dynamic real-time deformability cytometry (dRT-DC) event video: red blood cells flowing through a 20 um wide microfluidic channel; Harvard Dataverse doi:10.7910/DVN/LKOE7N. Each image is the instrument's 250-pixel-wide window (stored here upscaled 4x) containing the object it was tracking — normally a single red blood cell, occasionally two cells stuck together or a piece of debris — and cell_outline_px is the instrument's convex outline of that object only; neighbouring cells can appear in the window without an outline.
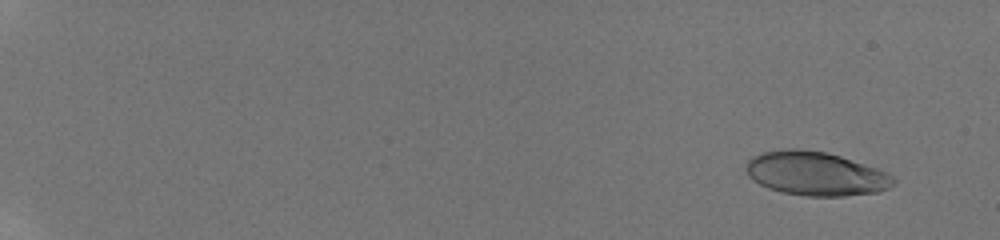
{"species": "human", "species_latin": "Homo sapiens", "temperature_condition": "room temperature", "stored_images_in_passage": 56, "camera_frame_rate_fps": 3000, "um_per_image_px": 0.085, "donor": {"sex": "male"}, "frame": {"image": 1, "passage_image": 5, "time_ms": 1.333, "image_size_px": [1000, 240], "cell_outline_px": [[896, 184], [880, 192], [844, 196], [808, 196], [784, 192], [768, 188], [752, 180], [748, 176], [744, 168], [748, 160], [752, 156], [760, 152], [788, 148], [800, 148], [828, 152], [888, 172], [896, 180]], "centroid_in_image_um": [69.32, 14.75], "position_along_channel_um": 15.7, "area_um2": 38.03}}
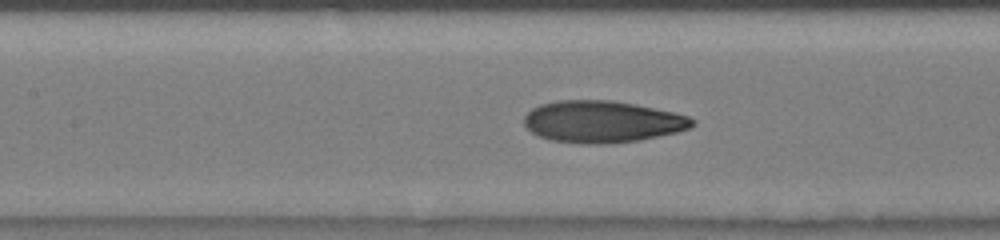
{"frame": {"image": 2, "passage_image": 31, "time_ms": 10.0, "image_size_px": [1000, 240], "cell_outline_px": [[696, 124], [692, 128], [676, 132], [640, 140], [604, 144], [580, 144], [548, 140], [532, 132], [524, 124], [524, 116], [532, 108], [540, 104], [560, 100], [612, 100], [636, 104], [676, 112], [688, 116], [696, 120]], "centroid_in_image_um": [51.22, 10.34], "position_along_channel_um": 156.2, "area_um2": 41.38}}
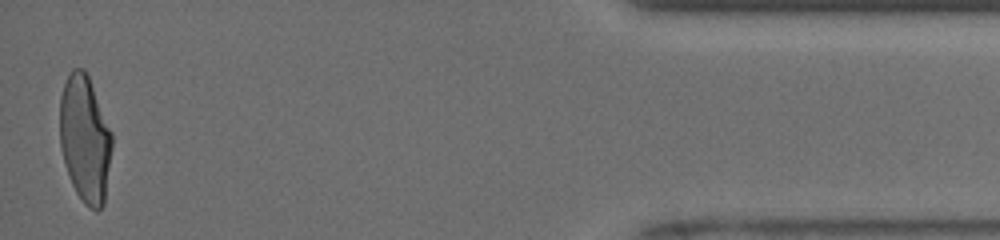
{"frame": {"image": 3, "passage_image": 56, "time_ms": 18.333, "image_size_px": [1000, 240], "cell_outline_px": [[112, 148], [104, 204], [96, 212], [88, 208], [84, 204], [76, 192], [72, 184], [64, 164], [60, 148], [60, 96], [64, 84], [72, 68], [84, 68], [88, 76], [112, 132]], "centroid_in_image_um": [7.22, 11.84], "position_along_channel_um": 428.0, "area_um2": 38.73}, "authors_computed_cell_mechanics": {"area_um2": 38.726, "velocity_mm_per_s": 3.984, "shape_relaxation_time_tau1_ms": 5.9464, "shape_relaxation_time_tau2_ms": 1.3961, "deformation_change_tau1": 0.2269, "deformation_change_tau2": 0.0855}}